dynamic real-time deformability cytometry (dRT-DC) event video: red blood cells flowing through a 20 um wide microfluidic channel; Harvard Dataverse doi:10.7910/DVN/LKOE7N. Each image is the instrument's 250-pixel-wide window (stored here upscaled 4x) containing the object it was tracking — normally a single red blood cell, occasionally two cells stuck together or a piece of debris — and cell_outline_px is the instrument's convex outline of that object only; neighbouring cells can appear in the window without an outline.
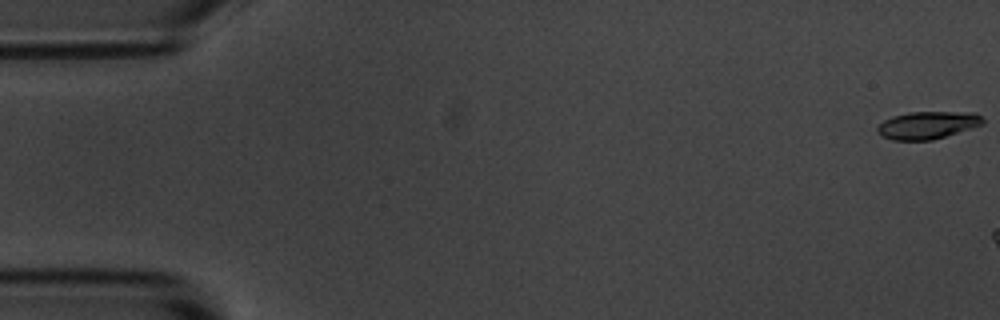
{"species": "common noctule bat (a hibernating species)", "species_latin": "Nyctalus noctula", "temperature_condition": "room temperature", "stored_images_in_passage": 10, "camera_frame_rate_fps": 3000, "um_per_image_px": 0.085, "animal": {"sex": "male", "body_mass_g": 20.1, "forearm_length_mm": 53.5}, "frame": {"image": 1, "passage_image": 1, "time_ms": 0.0, "image_size_px": [1000, 320], "cell_outline_px": [[984, 124], [932, 140], [892, 140], [876, 132], [876, 128], [884, 120], [892, 116], [908, 112], [976, 112], [984, 120]], "centroid_in_image_um": [78.84, 10.63], "position_along_channel_um": 6.2, "area_um2": 16.88}}